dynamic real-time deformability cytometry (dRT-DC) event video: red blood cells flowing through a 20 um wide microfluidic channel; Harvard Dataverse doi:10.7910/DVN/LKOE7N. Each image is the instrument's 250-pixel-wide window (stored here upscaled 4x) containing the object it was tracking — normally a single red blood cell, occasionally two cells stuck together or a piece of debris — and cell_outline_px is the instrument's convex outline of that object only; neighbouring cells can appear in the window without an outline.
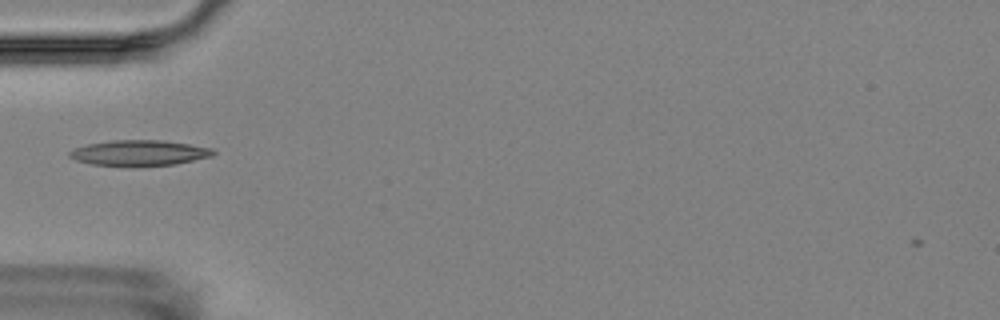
{"species": "Egyptian fruit bat (a non-hibernating species)", "species_latin": "Rousettus aegyptiacus", "temperature_condition": "room temperature", "stored_images_in_passage": 7, "camera_frame_rate_fps": 3000, "um_per_image_px": 0.085, "animal": {"sex": "female"}, "frame": {"image": 1, "passage_image": 1, "time_ms": 0.0, "image_size_px": [1000, 320], "cell_outline_px": [[216, 152], [212, 156], [176, 164], [136, 168], [132, 168], [92, 164], [76, 160], [68, 156], [68, 152], [76, 148], [88, 144], [112, 140], [164, 140], [212, 148]], "centroid_in_image_um": [11.84, 13.02], "position_along_channel_um": 73.2, "area_um2": 21.91}}
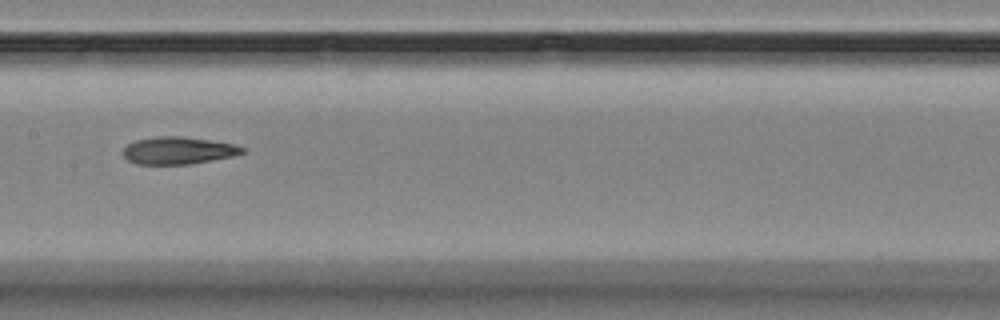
{"frame": {"image": 2, "passage_image": 4, "time_ms": 3.333, "image_size_px": [1000, 320], "cell_outline_px": [[244, 152], [236, 156], [188, 164], [136, 164], [128, 160], [120, 152], [128, 144], [136, 140], [156, 136], [184, 136], [236, 144], [244, 148]], "centroid_in_image_um": [15.15, 12.79], "position_along_channel_um": 192.3, "area_um2": 19.13}}
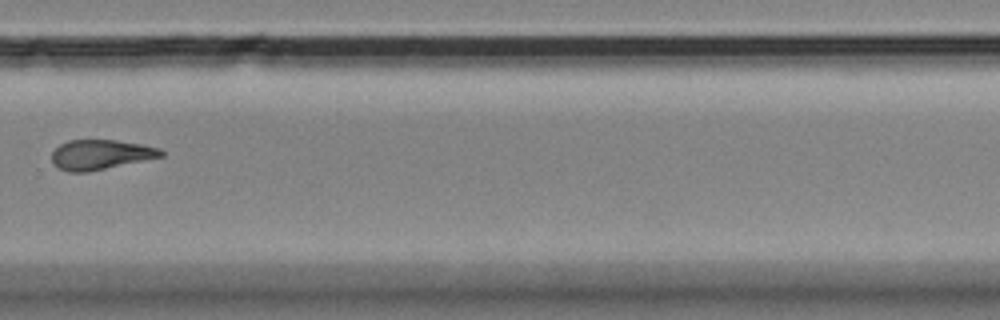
{"frame": {"image": 3, "passage_image": 7, "time_ms": 7.0, "image_size_px": [1000, 320], "cell_outline_px": [[164, 156], [88, 172], [68, 172], [56, 168], [52, 164], [52, 152], [60, 144], [68, 140], [116, 140], [140, 144], [160, 148], [164, 152]], "centroid_in_image_um": [8.52, 13.15], "position_along_channel_um": 321.3, "area_um2": 19.07}}